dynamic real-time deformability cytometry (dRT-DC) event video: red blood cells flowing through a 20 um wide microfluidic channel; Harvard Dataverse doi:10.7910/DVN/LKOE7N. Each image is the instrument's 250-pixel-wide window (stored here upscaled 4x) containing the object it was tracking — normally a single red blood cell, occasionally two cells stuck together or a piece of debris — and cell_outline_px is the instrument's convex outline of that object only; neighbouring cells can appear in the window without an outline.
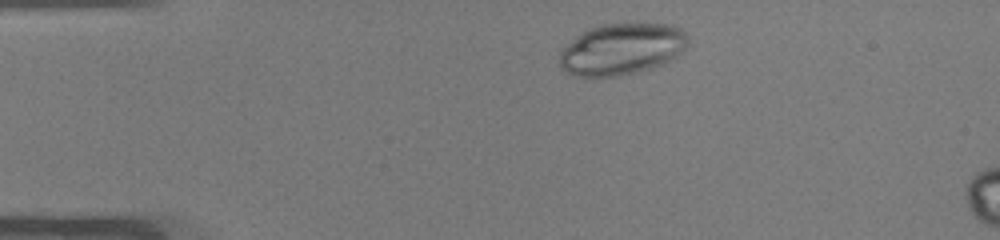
{"species": "common noctule bat (a hibernating species)", "species_latin": "Nyctalus noctula", "temperature_condition": "warm", "stored_images_in_passage": 6, "camera_frame_rate_fps": 3000, "um_per_image_px": 0.085, "animal": {"sex": "male", "body_mass_g": 19.0, "forearm_length_mm": 50.8}, "frame": {"image": 1, "passage_image": 1, "time_ms": 0.0, "image_size_px": [1000, 240], "cell_outline_px": [[688, 44], [676, 56], [660, 64], [636, 72], [620, 76], [572, 76], [564, 72], [560, 68], [560, 52], [576, 36], [588, 28], [600, 24], [628, 20], [672, 24], [680, 28], [688, 36]], "centroid_in_image_um": [52.84, 4.11], "position_along_channel_um": 32.2, "area_um2": 39.36}}